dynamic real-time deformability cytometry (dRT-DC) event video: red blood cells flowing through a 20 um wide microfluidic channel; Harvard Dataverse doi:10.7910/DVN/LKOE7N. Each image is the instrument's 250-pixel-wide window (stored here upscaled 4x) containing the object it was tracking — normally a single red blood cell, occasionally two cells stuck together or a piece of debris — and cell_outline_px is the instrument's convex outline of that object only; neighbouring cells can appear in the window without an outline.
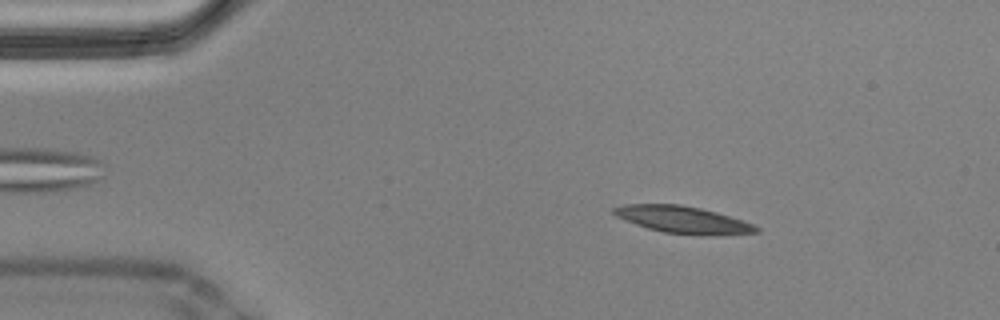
{"species": "Egyptian fruit bat (a non-hibernating species)", "species_latin": "Rousettus aegyptiacus", "temperature_condition": "cold", "stored_images_in_passage": 57, "camera_frame_rate_fps": 3000, "um_per_image_px": 0.085, "animal": {"sex": "male"}, "frame": {"image": 1, "passage_image": 8, "time_ms": 2.333, "image_size_px": [1000, 320], "cell_outline_px": [[760, 232], [664, 232], [648, 228], [624, 220], [616, 216], [612, 212], [612, 208], [624, 204], [680, 204], [700, 208], [716, 212], [752, 224], [760, 228]], "centroid_in_image_um": [57.87, 18.6], "position_along_channel_um": 27.1, "area_um2": 20.92}}
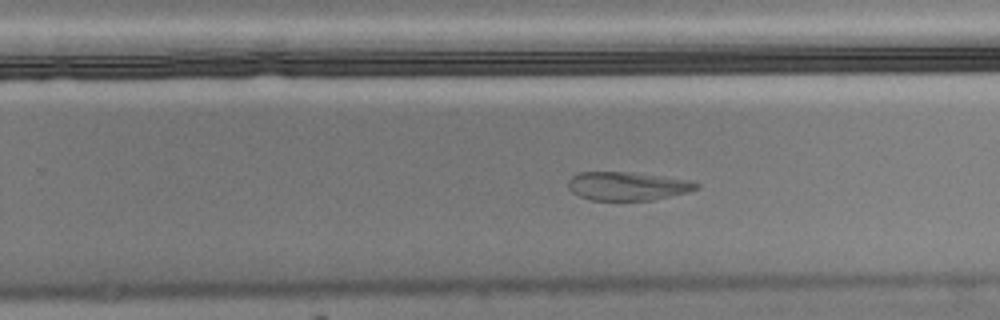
{"frame": {"image": 2, "passage_image": 35, "time_ms": 11.333, "image_size_px": [1000, 320], "cell_outline_px": [[700, 188], [688, 192], [652, 200], [592, 200], [580, 196], [572, 192], [568, 188], [568, 180], [572, 176], [580, 172], [632, 172], [688, 180], [700, 184]], "centroid_in_image_um": [53.33, 15.82], "position_along_channel_um": 276.5, "area_um2": 21.21}}
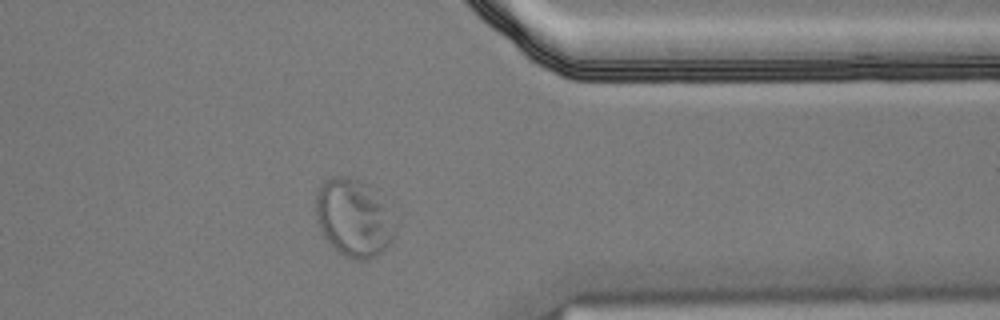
{"frame": {"image": 3, "passage_image": 45, "time_ms": 14.667, "image_size_px": [1000, 320], "cell_outline_px": [[400, 220], [396, 232], [392, 240], [376, 256], [364, 260], [344, 256], [324, 236], [316, 224], [316, 192], [320, 184], [324, 180], [336, 176], [344, 176], [360, 180], [368, 184]], "centroid_in_image_um": [30.11, 18.49], "position_along_channel_um": 381.3, "area_um2": 36.41}}